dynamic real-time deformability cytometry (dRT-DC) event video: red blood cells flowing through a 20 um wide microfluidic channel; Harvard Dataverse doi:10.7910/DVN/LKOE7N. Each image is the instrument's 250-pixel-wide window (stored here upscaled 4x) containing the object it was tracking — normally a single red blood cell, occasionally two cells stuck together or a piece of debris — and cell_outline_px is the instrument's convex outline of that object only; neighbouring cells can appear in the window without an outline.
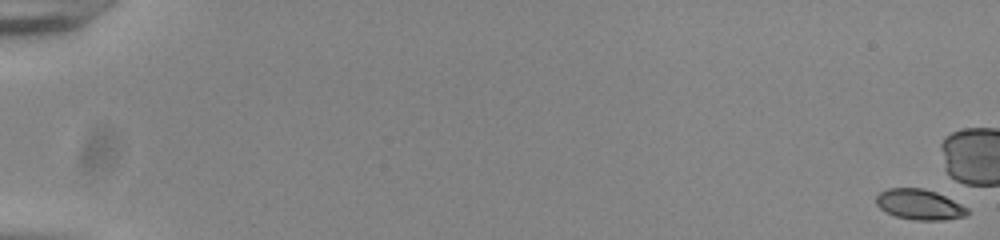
{"species": "common noctule bat (a hibernating species)", "species_latin": "Nyctalus noctula", "temperature_condition": "room temperature", "stored_images_in_passage": 7, "camera_frame_rate_fps": 3000, "um_per_image_px": 0.085, "animal": {"sex": "male", "body_mass_g": 20.0, "forearm_length_mm": 53.3}, "frame": {"image": 1, "passage_image": 1, "time_ms": 0.0, "image_size_px": [1000, 240], "cell_outline_px": [[968, 216], [944, 220], [916, 220], [896, 216], [880, 208], [876, 204], [876, 196], [880, 192], [888, 188], [924, 188], [936, 192], [968, 208]], "centroid_in_image_um": [78.16, 17.38], "position_along_channel_um": 6.8, "area_um2": 16.07}}